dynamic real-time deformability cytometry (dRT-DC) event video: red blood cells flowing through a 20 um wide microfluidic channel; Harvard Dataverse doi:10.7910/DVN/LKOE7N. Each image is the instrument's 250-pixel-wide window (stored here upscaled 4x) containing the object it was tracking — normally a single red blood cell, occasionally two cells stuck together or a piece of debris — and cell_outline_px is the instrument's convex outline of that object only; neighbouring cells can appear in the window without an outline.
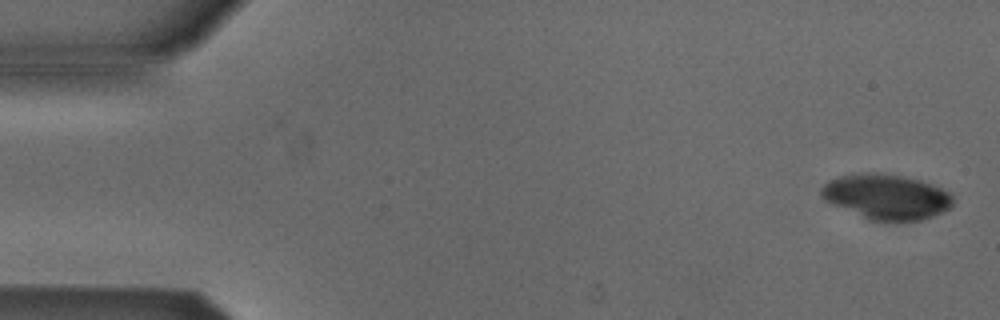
{"species": "Egyptian fruit bat (a non-hibernating species)", "species_latin": "Rousettus aegyptiacus", "temperature_condition": "cold", "stored_images_in_passage": 2, "camera_frame_rate_fps": 3000, "um_per_image_px": 0.085, "animal": {"sex": "male"}, "frame": {"image": 1, "passage_image": 2, "time_ms": 1.333, "image_size_px": [1000, 320], "cell_outline_px": [[952, 204], [948, 208], [932, 216], [920, 220], [896, 224], [868, 220], [832, 204], [824, 200], [820, 196], [820, 188], [828, 180], [840, 176], [872, 172], [876, 172], [900, 176], [920, 180], [932, 184], [952, 192]], "centroid_in_image_um": [75.33, 16.76], "position_along_channel_um": 9.7, "area_um2": 35.2}}